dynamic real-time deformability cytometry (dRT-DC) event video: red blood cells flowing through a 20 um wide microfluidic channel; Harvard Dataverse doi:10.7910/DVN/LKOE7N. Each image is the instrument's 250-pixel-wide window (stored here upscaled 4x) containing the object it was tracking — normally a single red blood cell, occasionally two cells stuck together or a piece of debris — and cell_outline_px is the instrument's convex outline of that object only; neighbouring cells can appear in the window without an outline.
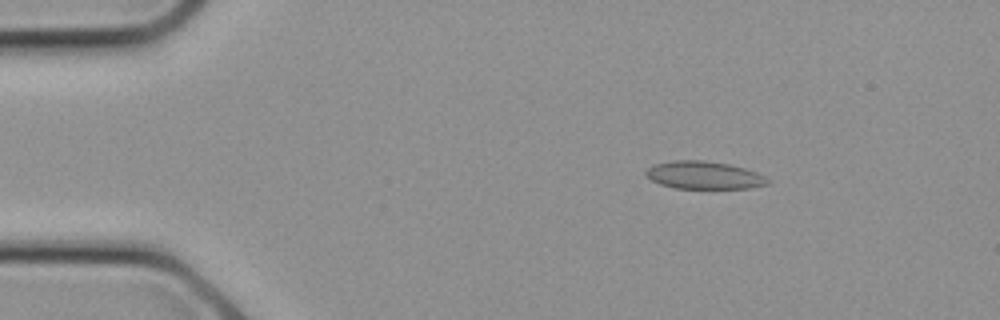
{"species": "common noctule bat (a hibernating species)", "species_latin": "Nyctalus noctula", "temperature_condition": "cold", "stored_images_in_passage": 24, "camera_frame_rate_fps": 3000, "um_per_image_px": 0.085, "animal": {"sex": "female", "body_mass_g": 21.9}, "frame": {"image": 1, "passage_image": 3, "time_ms": 0.667, "image_size_px": [1000, 320], "cell_outline_px": [[768, 184], [748, 188], [676, 188], [660, 184], [644, 176], [644, 172], [652, 164], [672, 160], [704, 160], [728, 164], [744, 168], [756, 172], [764, 176], [768, 180]], "centroid_in_image_um": [59.77, 14.88], "position_along_channel_um": 25.2, "area_um2": 19.65}}
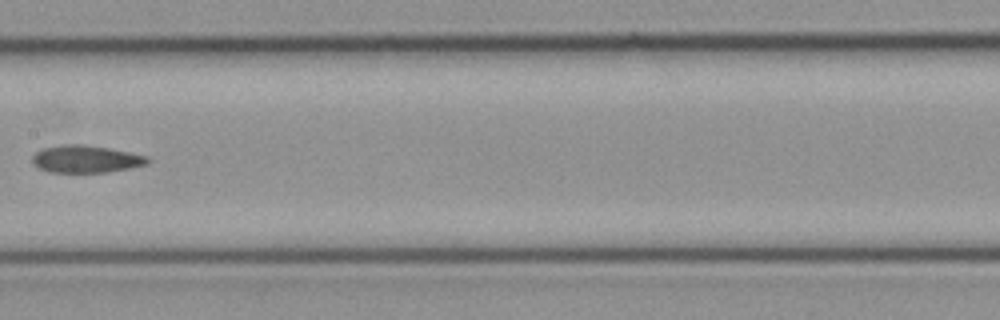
{"frame": {"image": 2, "passage_image": 12, "time_ms": 3.667, "image_size_px": [1000, 320], "cell_outline_px": [[152, 160], [148, 164], [132, 168], [108, 172], [48, 172], [32, 164], [32, 156], [40, 148], [64, 144], [84, 144], [108, 148], [148, 156]], "centroid_in_image_um": [7.31, 13.52], "position_along_channel_um": 200.1, "area_um2": 18.61}}
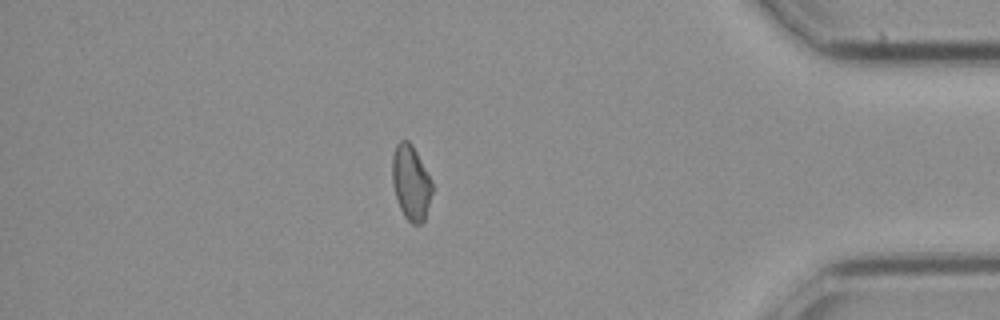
{"frame": {"image": 3, "passage_image": 21, "time_ms": 6.667, "image_size_px": [1000, 320], "cell_outline_px": [[432, 192], [424, 220], [420, 224], [412, 224], [404, 216], [400, 208], [392, 184], [392, 156], [396, 144], [400, 140], [408, 140], [412, 144], [428, 172], [432, 180]], "centroid_in_image_um": [34.92, 15.49], "position_along_channel_um": 400.3, "area_um2": 17.46}}